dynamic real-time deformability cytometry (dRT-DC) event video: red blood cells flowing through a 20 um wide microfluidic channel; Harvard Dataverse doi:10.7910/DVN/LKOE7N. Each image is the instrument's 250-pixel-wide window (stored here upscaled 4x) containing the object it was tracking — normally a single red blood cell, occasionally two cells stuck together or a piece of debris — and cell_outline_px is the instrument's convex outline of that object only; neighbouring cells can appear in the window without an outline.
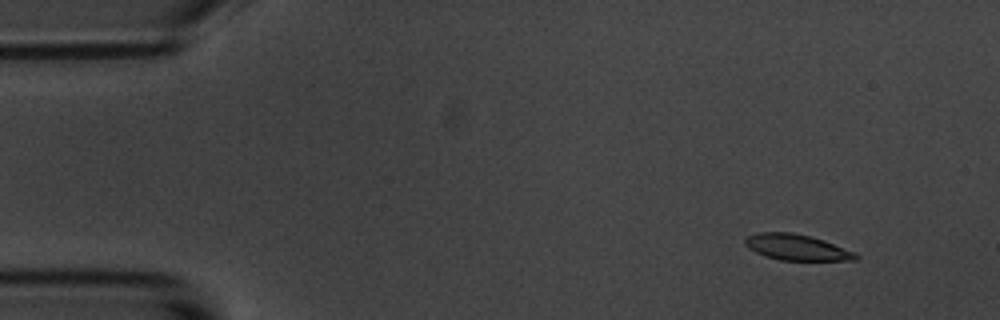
{"species": "common noctule bat (a hibernating species)", "species_latin": "Nyctalus noctula", "temperature_condition": "room temperature", "stored_images_in_passage": 6, "camera_frame_rate_fps": 3000, "um_per_image_px": 0.085, "animal": {"sex": "male", "body_mass_g": 20.1, "forearm_length_mm": 53.5}, "frame": {"image": 1, "passage_image": 2, "time_ms": 1.333, "image_size_px": [1000, 320], "cell_outline_px": [[860, 256], [856, 260], [780, 260], [764, 256], [748, 248], [744, 244], [744, 240], [748, 236], [760, 232], [792, 232], [824, 240], [856, 252]], "centroid_in_image_um": [67.73, 21.02], "position_along_channel_um": 17.3, "area_um2": 16.7}}
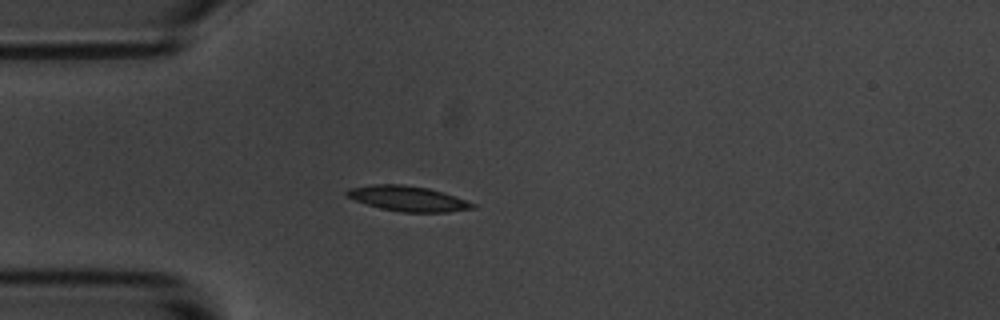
{"frame": {"image": 2, "passage_image": 5, "time_ms": 4.667, "image_size_px": [1000, 320], "cell_outline_px": [[476, 208], [448, 212], [400, 212], [380, 208], [356, 200], [348, 196], [344, 192], [348, 188], [372, 184], [400, 184], [428, 188], [456, 196], [476, 204]], "centroid_in_image_um": [34.69, 16.88], "position_along_channel_um": 50.3, "area_um2": 18.44}}